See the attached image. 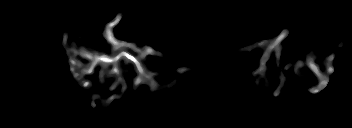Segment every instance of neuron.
Masks as SVG:
<instances>
[{
	"mask_svg": "<svg viewBox=\"0 0 352 128\" xmlns=\"http://www.w3.org/2000/svg\"><path fill=\"white\" fill-rule=\"evenodd\" d=\"M122 19V13H119L118 15H116L115 19L109 23H107L104 26V32H103V36L107 39V41L110 43L111 45V52H117V54H113V53H109V54H104V53H96V52H92L89 51L85 48H79L77 44H72L71 46L67 47V38L68 35L63 36V41H62V45L66 50V53L69 57L68 63L70 65V71L72 73L73 78H75L77 81L79 80L80 82L78 83L80 86H82L83 88H87L89 86H91V81L87 80H83L82 81V77L84 75H92L94 73L95 67L97 65H102V68L99 72V76L100 77H112V76H117V80H115V83H113L112 86H109V90H114L117 88V86L121 85V81L123 78V74L120 69H118V64L121 58H125L126 61L124 63V65L128 64V63H132L135 67H136V71H137V76L134 77V82H133V86L134 89H136L139 85L143 84V83H147L150 84L151 86V90H157L158 86L156 81L153 79L155 76V73L153 72H149L147 70V67L145 66L144 63L140 62V59L143 60L144 57L147 54H151V55H159L161 56V53L158 51L153 50L150 46H145L144 49H140L136 47V44L134 42H126V41H119L115 38L114 34H113V28L121 21ZM288 35V31L285 29L282 31V33L278 36V38H276L275 40H263L260 42H257L253 45H249L246 46L244 48H239L237 49L238 52H242V51H250L251 49L255 48V47H264L268 45V48L264 54V58L261 59V65L259 67V71L263 72V70L265 69V58L267 56H269L271 54L272 50H275L276 55L280 54V42L286 38ZM344 46V42H340V44H338V48ZM129 49H131L132 51L134 50L136 53H138L137 56L130 54ZM113 54V55H110ZM83 58L85 60H88L89 63L84 65L83 63H80L78 61V58ZM334 59V55L331 56H326L325 57V65H326V72L328 73H333L334 72V68L333 65L331 64L332 61ZM308 67H310V69L312 70V72L317 76V78L319 79V85L317 87H313L310 88L309 91L313 94H317L319 93L328 83L329 78L325 76V74L321 73V70L319 69V67L315 64L314 59L312 57H308ZM112 65L113 68L110 70L108 69L109 66ZM302 65L301 60L297 61V64L294 68V72H298L300 67ZM178 72L181 75H184L185 73V68L181 67L178 68ZM126 92V87L125 85L122 83V90L121 93L119 94H114L112 96H110L104 103L105 105L103 106L105 109L106 107L108 108V104H110V102L113 101L114 98H119L120 95L122 96L124 93ZM91 106L93 108L96 107V104L94 103V100L91 101Z\"/></svg>",
	"mask_w": 352,
	"mask_h": 128,
	"instance_id": "neuron-1",
	"label": "neuron"
}]
</instances>
